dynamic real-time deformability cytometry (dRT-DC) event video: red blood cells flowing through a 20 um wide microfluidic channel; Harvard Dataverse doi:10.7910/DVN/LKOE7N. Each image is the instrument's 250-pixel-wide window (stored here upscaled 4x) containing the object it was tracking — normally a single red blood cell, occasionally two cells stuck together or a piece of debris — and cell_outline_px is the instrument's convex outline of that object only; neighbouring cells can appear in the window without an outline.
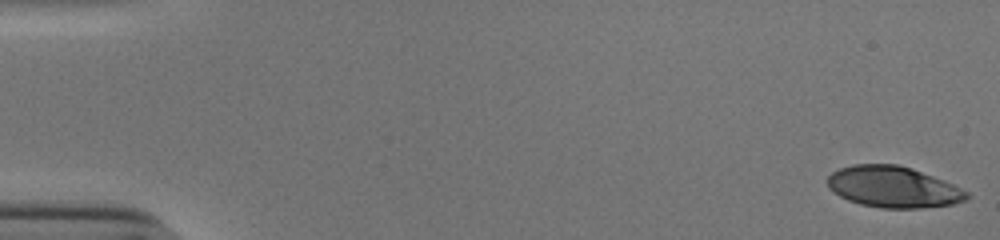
{"species": "human", "species_latin": "Homo sapiens", "temperature_condition": "cold", "stored_images_in_passage": 53, "camera_frame_rate_fps": 3000, "um_per_image_px": 0.085, "donor": {"sex": "male"}, "frame": {"image": 1, "passage_image": 1, "time_ms": 0.0, "image_size_px": [1000, 240], "cell_outline_px": [[972, 196], [964, 200], [952, 204], [920, 208], [880, 208], [860, 204], [848, 200], [840, 196], [828, 188], [828, 176], [832, 172], [840, 168], [852, 164], [896, 164], [912, 168], [952, 184], [968, 192]], "centroid_in_image_um": [75.9, 15.89], "position_along_channel_um": 9.1, "area_um2": 33.29}}
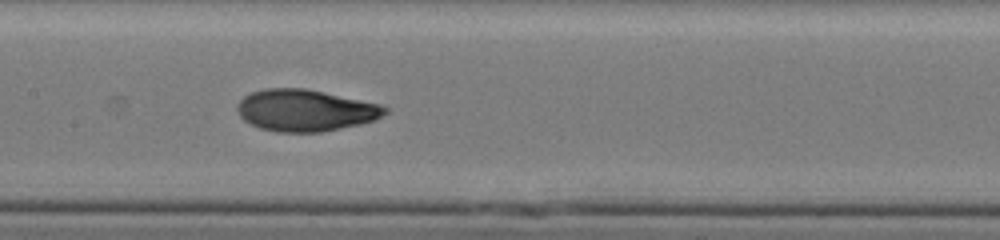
{"frame": {"image": 2, "passage_image": 27, "time_ms": 8.667, "image_size_px": [1000, 240], "cell_outline_px": [[388, 112], [376, 120], [360, 124], [320, 132], [276, 132], [260, 128], [244, 120], [240, 116], [236, 108], [236, 104], [244, 96], [252, 92], [264, 88], [304, 88], [384, 104], [388, 108]], "centroid_in_image_um": [25.98, 9.37], "position_along_channel_um": 181.4, "area_um2": 36.13}}
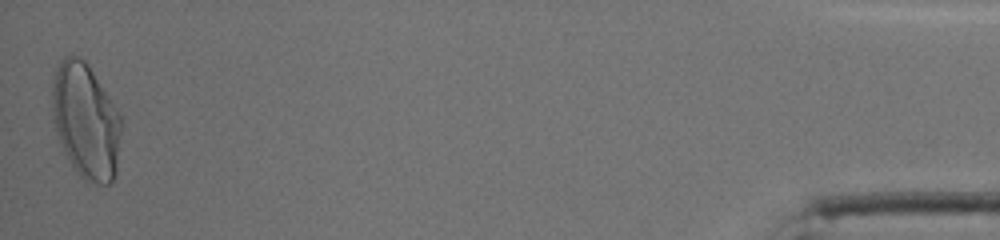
{"frame": {"image": 3, "passage_image": 53, "time_ms": 17.333, "image_size_px": [1000, 240], "cell_outline_px": [[124, 120], [116, 172], [112, 180], [108, 184], [100, 184], [84, 180], [80, 176], [64, 152], [56, 132], [52, 120], [52, 80], [56, 68], [60, 60], [64, 56], [80, 56], [88, 64]], "centroid_in_image_um": [7.3, 10.27], "position_along_channel_um": 427.9, "area_um2": 46.88}, "authors_computed_cell_mechanics": {"area_um2": 35.4314, "velocity_mm_per_s": 3.8531, "shape_relaxation_time_tau1_ms": 5.6311, "shape_relaxation_time_tau2_ms": 1.2121, "deformation_change_tau1": 0.2273, "deformation_change_tau2": 0.0607}}